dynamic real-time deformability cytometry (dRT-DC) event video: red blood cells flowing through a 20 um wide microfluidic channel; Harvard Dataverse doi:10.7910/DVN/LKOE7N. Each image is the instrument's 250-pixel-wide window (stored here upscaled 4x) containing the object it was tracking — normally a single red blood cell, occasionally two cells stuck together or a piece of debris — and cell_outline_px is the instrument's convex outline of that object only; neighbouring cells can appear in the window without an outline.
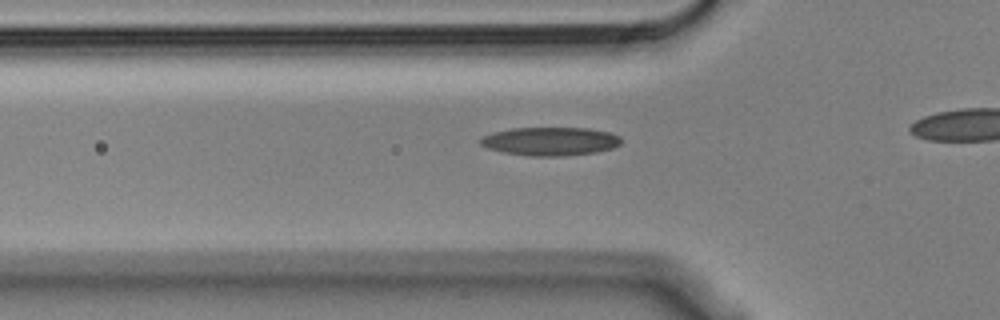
{"species": "Egyptian fruit bat (a non-hibernating species)", "species_latin": "Rousettus aegyptiacus", "temperature_condition": "cold", "stored_images_in_passage": 40, "camera_frame_rate_fps": 3000, "um_per_image_px": 0.085, "animal": {"sex": "male"}, "frame": {"image": 1, "passage_image": 14, "time_ms": 4.333, "image_size_px": [1000, 320], "cell_outline_px": [[620, 144], [612, 148], [596, 152], [560, 156], [532, 156], [504, 152], [488, 148], [480, 144], [480, 140], [484, 136], [492, 132], [512, 128], [588, 128], [608, 132], [620, 136]], "centroid_in_image_um": [46.77, 12.0], "position_along_channel_um": 79.0, "area_um2": 23.12}}
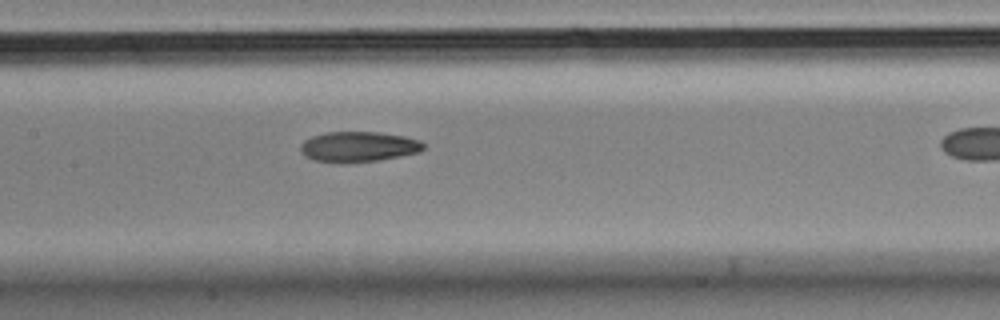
{"frame": {"image": 2, "passage_image": 22, "time_ms": 7.0, "image_size_px": [1000, 320], "cell_outline_px": [[424, 148], [420, 152], [400, 156], [376, 160], [344, 164], [340, 164], [316, 160], [304, 156], [300, 152], [300, 144], [304, 140], [312, 136], [324, 132], [380, 132], [404, 136], [420, 140], [424, 144]], "centroid_in_image_um": [30.43, 12.47], "position_along_channel_um": 177.0, "area_um2": 22.02}}
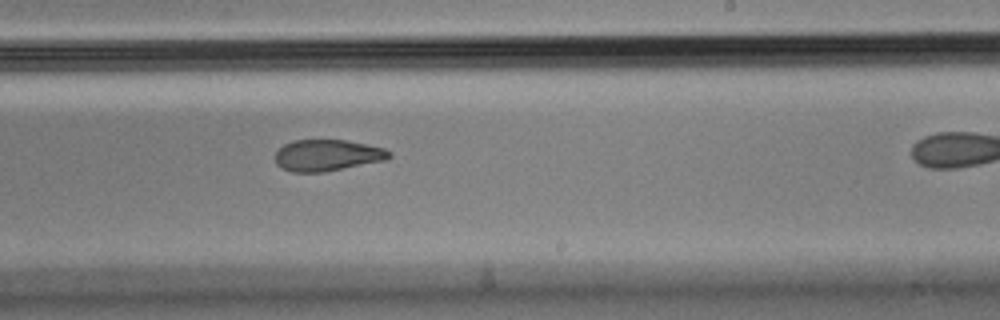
{"frame": {"image": 3, "passage_image": 29, "time_ms": 9.333, "image_size_px": [1000, 320], "cell_outline_px": [[392, 156], [388, 160], [324, 172], [292, 172], [276, 164], [276, 152], [284, 144], [292, 140], [344, 140], [368, 144], [384, 148], [392, 152]], "centroid_in_image_um": [27.87, 13.2], "position_along_channel_um": 261.1, "area_um2": 20.98}}